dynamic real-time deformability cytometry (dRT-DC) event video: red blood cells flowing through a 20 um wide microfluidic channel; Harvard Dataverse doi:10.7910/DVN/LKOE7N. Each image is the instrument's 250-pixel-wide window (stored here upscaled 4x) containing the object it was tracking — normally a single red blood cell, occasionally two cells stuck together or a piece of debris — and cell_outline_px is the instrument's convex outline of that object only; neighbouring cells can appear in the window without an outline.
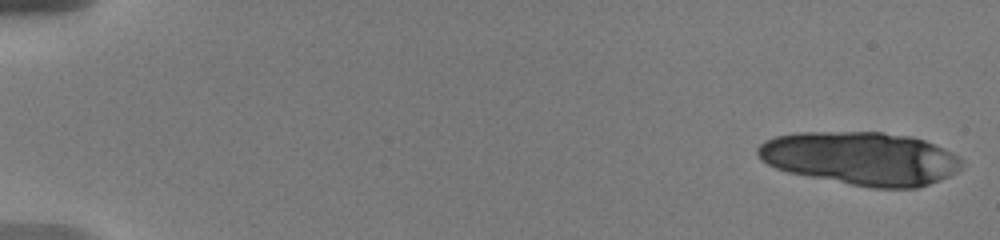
{"species": "human", "species_latin": "Homo sapiens", "temperature_condition": "warm", "stored_images_in_passage": 16, "camera_frame_rate_fps": 3000, "um_per_image_px": 0.085, "donor": {"sex": "male"}, "frame": {"image": 1, "passage_image": 1, "time_ms": 0.0, "image_size_px": [1000, 240], "cell_outline_px": [[964, 160], [960, 168], [956, 172], [940, 180], [916, 188], [872, 188], [788, 172], [776, 168], [760, 160], [756, 152], [756, 148], [764, 140], [776, 136], [796, 132], [884, 132], [912, 136], [924, 140], [944, 148], [952, 152]], "centroid_in_image_um": [73.18, 13.45], "position_along_channel_um": 11.8, "area_um2": 63.46}}
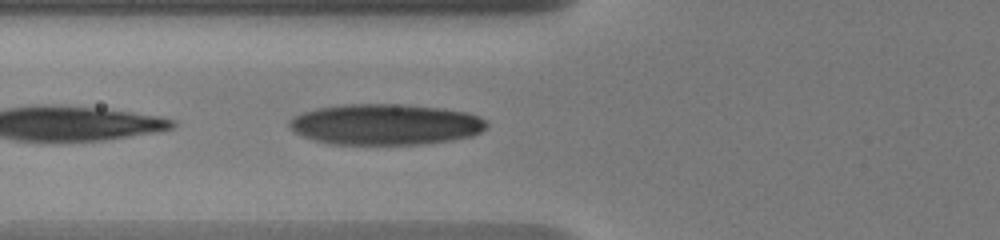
{"frame": {"image": 2, "passage_image": 16, "time_ms": 7.0, "image_size_px": [1000, 240], "cell_outline_px": [[488, 128], [472, 136], [452, 140], [420, 144], [332, 144], [316, 140], [304, 136], [288, 128], [288, 120], [292, 116], [316, 108], [344, 104], [404, 104], [444, 108], [468, 112], [484, 120], [488, 124]], "centroid_in_image_um": [32.76, 10.56], "position_along_channel_um": 93.0, "area_um2": 47.22}}